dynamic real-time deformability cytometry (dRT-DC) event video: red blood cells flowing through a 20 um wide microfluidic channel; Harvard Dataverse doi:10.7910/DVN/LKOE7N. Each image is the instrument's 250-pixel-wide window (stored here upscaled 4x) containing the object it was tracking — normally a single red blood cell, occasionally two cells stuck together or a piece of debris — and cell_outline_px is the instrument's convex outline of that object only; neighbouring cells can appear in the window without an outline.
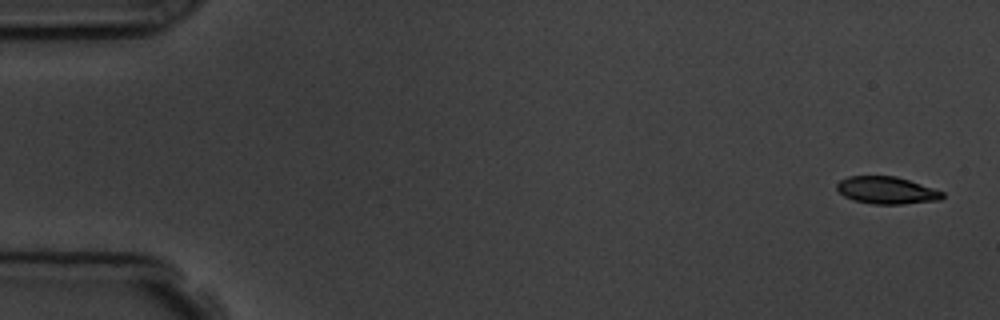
{"species": "common noctule bat (a hibernating species)", "species_latin": "Nyctalus noctula", "temperature_condition": "room temperature", "stored_images_in_passage": 5, "camera_frame_rate_fps": 3000, "um_per_image_px": 0.085, "animal": {"sex": "male", "body_mass_g": 19.5, "forearm_length_mm": 54.6}, "frame": {"image": 1, "passage_image": 1, "time_ms": 0.0, "image_size_px": [1000, 320], "cell_outline_px": [[944, 196], [940, 200], [904, 204], [872, 204], [852, 200], [844, 196], [836, 188], [836, 184], [840, 180], [848, 176], [896, 176], [944, 192]], "centroid_in_image_um": [75.34, 16.18], "position_along_channel_um": 9.7, "area_um2": 16.76}}
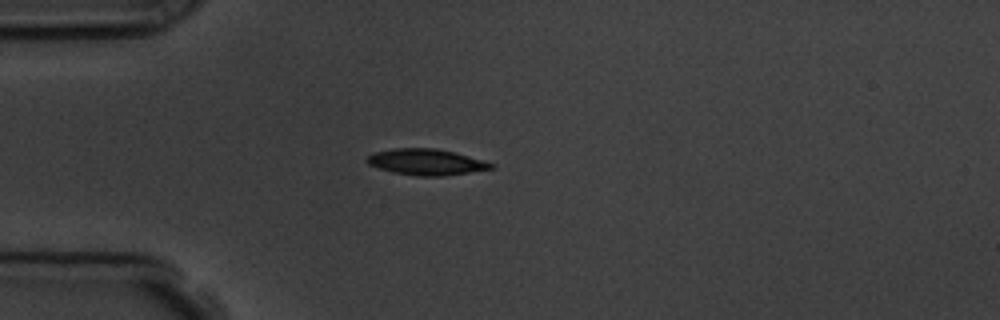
{"frame": {"image": 2, "passage_image": 4, "time_ms": 4.333, "image_size_px": [1000, 320], "cell_outline_px": [[496, 168], [440, 176], [420, 176], [392, 172], [368, 164], [368, 156], [376, 152], [392, 148], [436, 148], [484, 160], [496, 164]], "centroid_in_image_um": [36.27, 13.77], "position_along_channel_um": 48.7, "area_um2": 18.61}}